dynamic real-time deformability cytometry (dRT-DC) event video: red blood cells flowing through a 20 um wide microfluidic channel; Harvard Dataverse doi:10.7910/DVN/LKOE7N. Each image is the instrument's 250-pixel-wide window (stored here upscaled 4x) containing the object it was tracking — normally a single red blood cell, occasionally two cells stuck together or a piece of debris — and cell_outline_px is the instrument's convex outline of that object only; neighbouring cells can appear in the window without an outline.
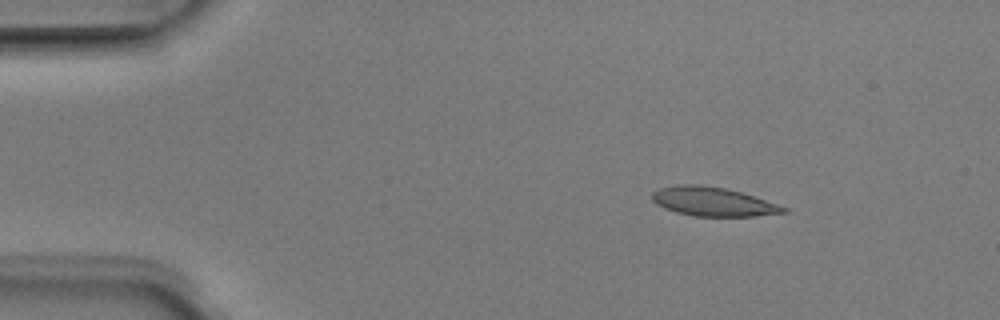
{"species": "Egyptian fruit bat (a non-hibernating species)", "species_latin": "Rousettus aegyptiacus", "temperature_condition": "room temperature", "stored_images_in_passage": 7, "camera_frame_rate_fps": 3000, "um_per_image_px": 0.085, "animal": {"sex": "male"}, "frame": {"image": 1, "passage_image": 2, "time_ms": 0.333, "image_size_px": [1000, 320], "cell_outline_px": [[788, 212], [756, 216], [692, 216], [676, 212], [664, 208], [656, 204], [652, 200], [652, 192], [656, 188], [676, 184], [700, 184], [724, 188], [740, 192], [788, 208]], "centroid_in_image_um": [60.53, 17.13], "position_along_channel_um": 24.5, "area_um2": 22.2}}
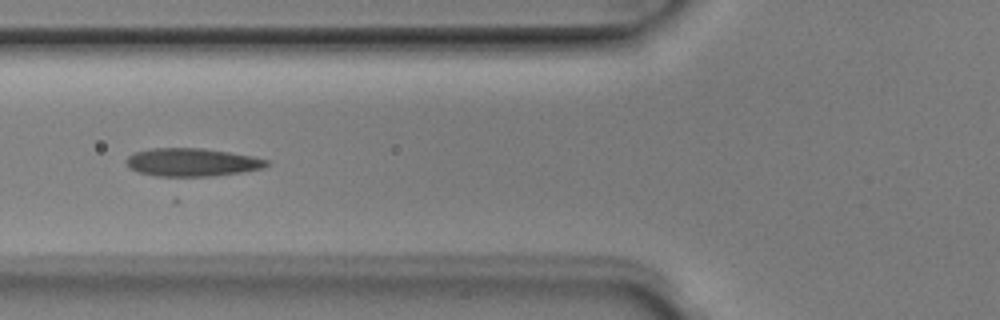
{"frame": {"image": 2, "passage_image": 5, "time_ms": 1.333, "image_size_px": [1000, 320], "cell_outline_px": [[272, 164], [264, 168], [240, 172], [212, 176], [156, 176], [140, 172], [128, 168], [124, 160], [128, 156], [136, 152], [152, 148], [204, 148], [252, 156], [268, 160]], "centroid_in_image_um": [16.32, 13.79], "position_along_channel_um": 109.5, "area_um2": 23.0}}
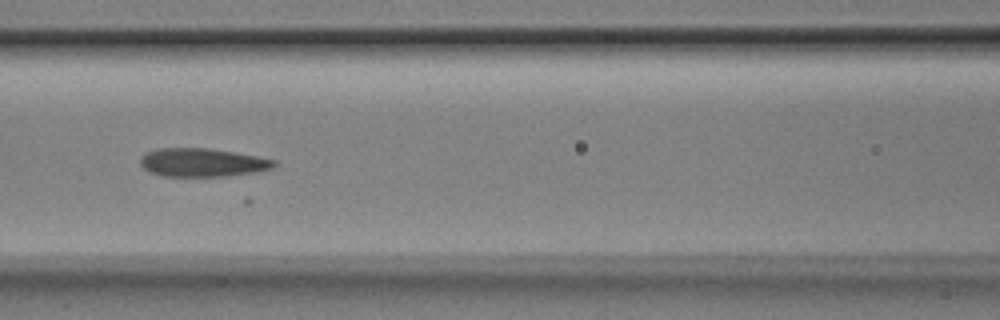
{"frame": {"image": 3, "passage_image": 6, "time_ms": 1.667, "image_size_px": [1000, 320], "cell_outline_px": [[276, 164], [272, 168], [256, 172], [228, 176], [164, 176], [152, 172], [144, 168], [140, 164], [140, 156], [148, 152], [160, 148], [208, 148], [236, 152], [276, 160]], "centroid_in_image_um": [17.22, 13.81], "position_along_channel_um": 149.4, "area_um2": 22.08}}